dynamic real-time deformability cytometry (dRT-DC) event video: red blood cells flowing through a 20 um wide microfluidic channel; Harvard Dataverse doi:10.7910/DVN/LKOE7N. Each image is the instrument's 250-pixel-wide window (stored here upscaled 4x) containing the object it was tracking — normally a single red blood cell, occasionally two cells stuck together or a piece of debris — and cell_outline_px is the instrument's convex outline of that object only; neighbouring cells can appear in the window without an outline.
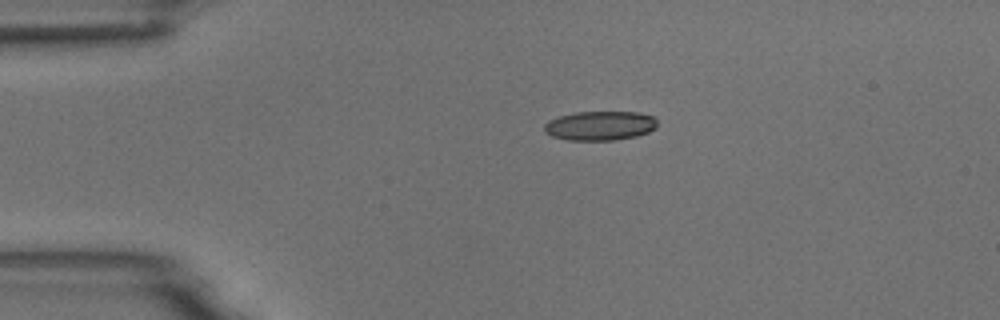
{"species": "common noctule bat (a hibernating species)", "species_latin": "Nyctalus noctula", "temperature_condition": "room temperature", "stored_images_in_passage": 4, "camera_frame_rate_fps": 3000, "um_per_image_px": 0.085, "animal": {"sex": "male", "body_mass_g": 18.8}, "frame": {"image": 1, "passage_image": 1, "time_ms": 0.0, "image_size_px": [1000, 320], "cell_outline_px": [[656, 128], [648, 132], [636, 136], [616, 140], [568, 140], [552, 136], [544, 132], [544, 124], [548, 120], [560, 116], [576, 112], [640, 112], [652, 116], [656, 120]], "centroid_in_image_um": [50.99, 10.68], "position_along_channel_um": 34.0, "area_um2": 19.31}}
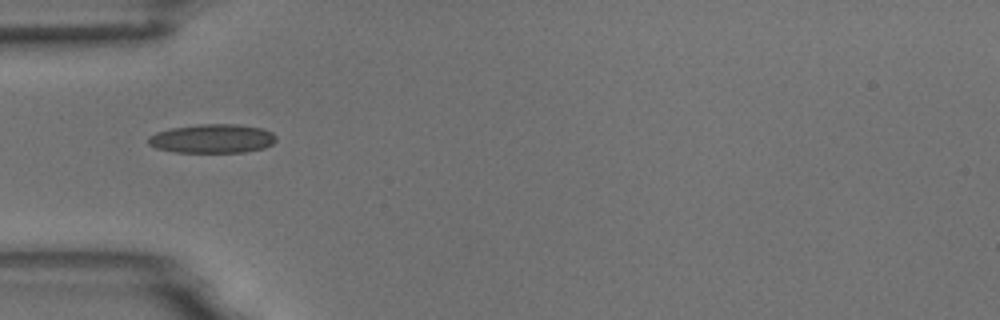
{"frame": {"image": 2, "passage_image": 2, "time_ms": 0.333, "image_size_px": [1000, 320], "cell_outline_px": [[276, 140], [272, 144], [264, 148], [244, 152], [176, 152], [156, 148], [148, 144], [148, 136], [156, 132], [172, 128], [200, 124], [236, 124], [260, 128], [272, 132], [276, 136]], "centroid_in_image_um": [18.04, 11.78], "position_along_channel_um": 67.0, "area_um2": 21.5}}